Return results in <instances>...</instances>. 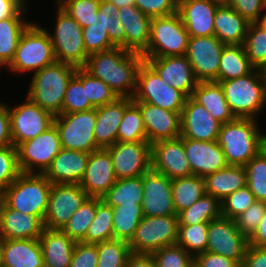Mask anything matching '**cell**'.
Masks as SVG:
<instances>
[{"instance_id":"68","label":"cell","mask_w":266,"mask_h":267,"mask_svg":"<svg viewBox=\"0 0 266 267\" xmlns=\"http://www.w3.org/2000/svg\"><path fill=\"white\" fill-rule=\"evenodd\" d=\"M0 267H4L3 261V239L0 237Z\"/></svg>"},{"instance_id":"44","label":"cell","mask_w":266,"mask_h":267,"mask_svg":"<svg viewBox=\"0 0 266 267\" xmlns=\"http://www.w3.org/2000/svg\"><path fill=\"white\" fill-rule=\"evenodd\" d=\"M147 141L146 129L139 106L132 100L125 108L118 128V142Z\"/></svg>"},{"instance_id":"46","label":"cell","mask_w":266,"mask_h":267,"mask_svg":"<svg viewBox=\"0 0 266 267\" xmlns=\"http://www.w3.org/2000/svg\"><path fill=\"white\" fill-rule=\"evenodd\" d=\"M244 167L246 185L254 194L255 200L266 202V153L262 150Z\"/></svg>"},{"instance_id":"54","label":"cell","mask_w":266,"mask_h":267,"mask_svg":"<svg viewBox=\"0 0 266 267\" xmlns=\"http://www.w3.org/2000/svg\"><path fill=\"white\" fill-rule=\"evenodd\" d=\"M255 202L254 194L247 185L226 196L221 201L223 217L235 219Z\"/></svg>"},{"instance_id":"3","label":"cell","mask_w":266,"mask_h":267,"mask_svg":"<svg viewBox=\"0 0 266 267\" xmlns=\"http://www.w3.org/2000/svg\"><path fill=\"white\" fill-rule=\"evenodd\" d=\"M76 71L71 64L55 62L34 72L27 97L54 116L61 114L68 83Z\"/></svg>"},{"instance_id":"1","label":"cell","mask_w":266,"mask_h":267,"mask_svg":"<svg viewBox=\"0 0 266 267\" xmlns=\"http://www.w3.org/2000/svg\"><path fill=\"white\" fill-rule=\"evenodd\" d=\"M143 60L141 53L115 47L90 54L82 68L110 86L118 97L132 98L136 91L137 72Z\"/></svg>"},{"instance_id":"69","label":"cell","mask_w":266,"mask_h":267,"mask_svg":"<svg viewBox=\"0 0 266 267\" xmlns=\"http://www.w3.org/2000/svg\"><path fill=\"white\" fill-rule=\"evenodd\" d=\"M266 89V63L259 69Z\"/></svg>"},{"instance_id":"33","label":"cell","mask_w":266,"mask_h":267,"mask_svg":"<svg viewBox=\"0 0 266 267\" xmlns=\"http://www.w3.org/2000/svg\"><path fill=\"white\" fill-rule=\"evenodd\" d=\"M249 24L231 6L217 7L214 17L215 36L225 45H243Z\"/></svg>"},{"instance_id":"6","label":"cell","mask_w":266,"mask_h":267,"mask_svg":"<svg viewBox=\"0 0 266 267\" xmlns=\"http://www.w3.org/2000/svg\"><path fill=\"white\" fill-rule=\"evenodd\" d=\"M49 31L31 23L22 33L9 70L13 72L39 71L55 63Z\"/></svg>"},{"instance_id":"50","label":"cell","mask_w":266,"mask_h":267,"mask_svg":"<svg viewBox=\"0 0 266 267\" xmlns=\"http://www.w3.org/2000/svg\"><path fill=\"white\" fill-rule=\"evenodd\" d=\"M82 28L96 20L100 0H55Z\"/></svg>"},{"instance_id":"7","label":"cell","mask_w":266,"mask_h":267,"mask_svg":"<svg viewBox=\"0 0 266 267\" xmlns=\"http://www.w3.org/2000/svg\"><path fill=\"white\" fill-rule=\"evenodd\" d=\"M189 38L178 13L154 17L150 23V42L141 54L143 57L186 55Z\"/></svg>"},{"instance_id":"51","label":"cell","mask_w":266,"mask_h":267,"mask_svg":"<svg viewBox=\"0 0 266 267\" xmlns=\"http://www.w3.org/2000/svg\"><path fill=\"white\" fill-rule=\"evenodd\" d=\"M156 267H193L194 257L178 244L165 246L151 254Z\"/></svg>"},{"instance_id":"31","label":"cell","mask_w":266,"mask_h":267,"mask_svg":"<svg viewBox=\"0 0 266 267\" xmlns=\"http://www.w3.org/2000/svg\"><path fill=\"white\" fill-rule=\"evenodd\" d=\"M4 267H44L39 239H3Z\"/></svg>"},{"instance_id":"27","label":"cell","mask_w":266,"mask_h":267,"mask_svg":"<svg viewBox=\"0 0 266 267\" xmlns=\"http://www.w3.org/2000/svg\"><path fill=\"white\" fill-rule=\"evenodd\" d=\"M89 154L62 148L43 174L52 184H79L84 177Z\"/></svg>"},{"instance_id":"19","label":"cell","mask_w":266,"mask_h":267,"mask_svg":"<svg viewBox=\"0 0 266 267\" xmlns=\"http://www.w3.org/2000/svg\"><path fill=\"white\" fill-rule=\"evenodd\" d=\"M151 157L152 170L172 180L193 175L180 137L153 143Z\"/></svg>"},{"instance_id":"49","label":"cell","mask_w":266,"mask_h":267,"mask_svg":"<svg viewBox=\"0 0 266 267\" xmlns=\"http://www.w3.org/2000/svg\"><path fill=\"white\" fill-rule=\"evenodd\" d=\"M97 17L108 31L111 43L125 49V29L118 19V7L107 0H100Z\"/></svg>"},{"instance_id":"32","label":"cell","mask_w":266,"mask_h":267,"mask_svg":"<svg viewBox=\"0 0 266 267\" xmlns=\"http://www.w3.org/2000/svg\"><path fill=\"white\" fill-rule=\"evenodd\" d=\"M191 98L210 113L221 124L233 121L232 113L219 82L200 81L193 90Z\"/></svg>"},{"instance_id":"8","label":"cell","mask_w":266,"mask_h":267,"mask_svg":"<svg viewBox=\"0 0 266 267\" xmlns=\"http://www.w3.org/2000/svg\"><path fill=\"white\" fill-rule=\"evenodd\" d=\"M134 102H146L165 110L182 113L187 96L180 90L165 84L157 72L145 61L137 72Z\"/></svg>"},{"instance_id":"35","label":"cell","mask_w":266,"mask_h":267,"mask_svg":"<svg viewBox=\"0 0 266 267\" xmlns=\"http://www.w3.org/2000/svg\"><path fill=\"white\" fill-rule=\"evenodd\" d=\"M25 9V7H22L11 18L0 21V67L10 65L14 59L22 33L31 24V22L24 20Z\"/></svg>"},{"instance_id":"4","label":"cell","mask_w":266,"mask_h":267,"mask_svg":"<svg viewBox=\"0 0 266 267\" xmlns=\"http://www.w3.org/2000/svg\"><path fill=\"white\" fill-rule=\"evenodd\" d=\"M51 188L52 183L43 173L21 172L3 192L1 200L9 208L36 215L43 221Z\"/></svg>"},{"instance_id":"15","label":"cell","mask_w":266,"mask_h":267,"mask_svg":"<svg viewBox=\"0 0 266 267\" xmlns=\"http://www.w3.org/2000/svg\"><path fill=\"white\" fill-rule=\"evenodd\" d=\"M88 198L86 191L79 184H52L43 220L44 228L61 230Z\"/></svg>"},{"instance_id":"62","label":"cell","mask_w":266,"mask_h":267,"mask_svg":"<svg viewBox=\"0 0 266 267\" xmlns=\"http://www.w3.org/2000/svg\"><path fill=\"white\" fill-rule=\"evenodd\" d=\"M13 145L8 105L0 103V148Z\"/></svg>"},{"instance_id":"30","label":"cell","mask_w":266,"mask_h":267,"mask_svg":"<svg viewBox=\"0 0 266 267\" xmlns=\"http://www.w3.org/2000/svg\"><path fill=\"white\" fill-rule=\"evenodd\" d=\"M44 267H69L75 247L72 240L60 229L44 228L39 237Z\"/></svg>"},{"instance_id":"63","label":"cell","mask_w":266,"mask_h":267,"mask_svg":"<svg viewBox=\"0 0 266 267\" xmlns=\"http://www.w3.org/2000/svg\"><path fill=\"white\" fill-rule=\"evenodd\" d=\"M22 7H26V0H0V21L11 18Z\"/></svg>"},{"instance_id":"55","label":"cell","mask_w":266,"mask_h":267,"mask_svg":"<svg viewBox=\"0 0 266 267\" xmlns=\"http://www.w3.org/2000/svg\"><path fill=\"white\" fill-rule=\"evenodd\" d=\"M87 98L94 108L114 102L117 94L101 79L95 78L86 71Z\"/></svg>"},{"instance_id":"71","label":"cell","mask_w":266,"mask_h":267,"mask_svg":"<svg viewBox=\"0 0 266 267\" xmlns=\"http://www.w3.org/2000/svg\"><path fill=\"white\" fill-rule=\"evenodd\" d=\"M263 151L266 153V134L263 135Z\"/></svg>"},{"instance_id":"18","label":"cell","mask_w":266,"mask_h":267,"mask_svg":"<svg viewBox=\"0 0 266 267\" xmlns=\"http://www.w3.org/2000/svg\"><path fill=\"white\" fill-rule=\"evenodd\" d=\"M172 179L152 169L143 175L144 216L177 215L173 205Z\"/></svg>"},{"instance_id":"10","label":"cell","mask_w":266,"mask_h":267,"mask_svg":"<svg viewBox=\"0 0 266 267\" xmlns=\"http://www.w3.org/2000/svg\"><path fill=\"white\" fill-rule=\"evenodd\" d=\"M57 23L50 34L56 62L68 63L82 68L89 56L85 50L83 28L57 3Z\"/></svg>"},{"instance_id":"11","label":"cell","mask_w":266,"mask_h":267,"mask_svg":"<svg viewBox=\"0 0 266 267\" xmlns=\"http://www.w3.org/2000/svg\"><path fill=\"white\" fill-rule=\"evenodd\" d=\"M59 133L61 147L91 153L100 149L94 137L96 108L89 111L58 114L53 123Z\"/></svg>"},{"instance_id":"67","label":"cell","mask_w":266,"mask_h":267,"mask_svg":"<svg viewBox=\"0 0 266 267\" xmlns=\"http://www.w3.org/2000/svg\"><path fill=\"white\" fill-rule=\"evenodd\" d=\"M211 3L218 7L230 6L231 0H209Z\"/></svg>"},{"instance_id":"16","label":"cell","mask_w":266,"mask_h":267,"mask_svg":"<svg viewBox=\"0 0 266 267\" xmlns=\"http://www.w3.org/2000/svg\"><path fill=\"white\" fill-rule=\"evenodd\" d=\"M106 149L111 155L116 179L143 176L152 169L148 141L116 142Z\"/></svg>"},{"instance_id":"37","label":"cell","mask_w":266,"mask_h":267,"mask_svg":"<svg viewBox=\"0 0 266 267\" xmlns=\"http://www.w3.org/2000/svg\"><path fill=\"white\" fill-rule=\"evenodd\" d=\"M143 198V176L117 179L101 197L109 206L141 205Z\"/></svg>"},{"instance_id":"43","label":"cell","mask_w":266,"mask_h":267,"mask_svg":"<svg viewBox=\"0 0 266 267\" xmlns=\"http://www.w3.org/2000/svg\"><path fill=\"white\" fill-rule=\"evenodd\" d=\"M96 215V197H89L75 211L62 231L75 242H82Z\"/></svg>"},{"instance_id":"70","label":"cell","mask_w":266,"mask_h":267,"mask_svg":"<svg viewBox=\"0 0 266 267\" xmlns=\"http://www.w3.org/2000/svg\"><path fill=\"white\" fill-rule=\"evenodd\" d=\"M266 29V11L262 16V20L259 22Z\"/></svg>"},{"instance_id":"29","label":"cell","mask_w":266,"mask_h":267,"mask_svg":"<svg viewBox=\"0 0 266 267\" xmlns=\"http://www.w3.org/2000/svg\"><path fill=\"white\" fill-rule=\"evenodd\" d=\"M118 19L125 29V49L142 53L150 42L152 18L134 5L118 8Z\"/></svg>"},{"instance_id":"36","label":"cell","mask_w":266,"mask_h":267,"mask_svg":"<svg viewBox=\"0 0 266 267\" xmlns=\"http://www.w3.org/2000/svg\"><path fill=\"white\" fill-rule=\"evenodd\" d=\"M254 69L242 44L225 45L220 58L218 81L242 77Z\"/></svg>"},{"instance_id":"56","label":"cell","mask_w":266,"mask_h":267,"mask_svg":"<svg viewBox=\"0 0 266 267\" xmlns=\"http://www.w3.org/2000/svg\"><path fill=\"white\" fill-rule=\"evenodd\" d=\"M265 212L266 202L255 200L250 207L234 219L237 228L249 238L259 226Z\"/></svg>"},{"instance_id":"28","label":"cell","mask_w":266,"mask_h":267,"mask_svg":"<svg viewBox=\"0 0 266 267\" xmlns=\"http://www.w3.org/2000/svg\"><path fill=\"white\" fill-rule=\"evenodd\" d=\"M133 98L119 97L114 102L96 108L94 137L99 148L106 149L118 142V128L126 106Z\"/></svg>"},{"instance_id":"39","label":"cell","mask_w":266,"mask_h":267,"mask_svg":"<svg viewBox=\"0 0 266 267\" xmlns=\"http://www.w3.org/2000/svg\"><path fill=\"white\" fill-rule=\"evenodd\" d=\"M177 215L179 225L209 223L222 216L221 201L212 195L204 194L193 205Z\"/></svg>"},{"instance_id":"13","label":"cell","mask_w":266,"mask_h":267,"mask_svg":"<svg viewBox=\"0 0 266 267\" xmlns=\"http://www.w3.org/2000/svg\"><path fill=\"white\" fill-rule=\"evenodd\" d=\"M12 143L17 148L21 143L36 138L54 123V115L40 108L26 96V102L12 109L8 106Z\"/></svg>"},{"instance_id":"53","label":"cell","mask_w":266,"mask_h":267,"mask_svg":"<svg viewBox=\"0 0 266 267\" xmlns=\"http://www.w3.org/2000/svg\"><path fill=\"white\" fill-rule=\"evenodd\" d=\"M85 50L90 55L115 48L108 36V31L99 20L83 28Z\"/></svg>"},{"instance_id":"21","label":"cell","mask_w":266,"mask_h":267,"mask_svg":"<svg viewBox=\"0 0 266 267\" xmlns=\"http://www.w3.org/2000/svg\"><path fill=\"white\" fill-rule=\"evenodd\" d=\"M141 111L147 141L153 143L180 137L181 114L146 102H135Z\"/></svg>"},{"instance_id":"64","label":"cell","mask_w":266,"mask_h":267,"mask_svg":"<svg viewBox=\"0 0 266 267\" xmlns=\"http://www.w3.org/2000/svg\"><path fill=\"white\" fill-rule=\"evenodd\" d=\"M125 267H156V265L150 254L131 253Z\"/></svg>"},{"instance_id":"42","label":"cell","mask_w":266,"mask_h":267,"mask_svg":"<svg viewBox=\"0 0 266 267\" xmlns=\"http://www.w3.org/2000/svg\"><path fill=\"white\" fill-rule=\"evenodd\" d=\"M113 239V209L96 197V215L82 242L97 244Z\"/></svg>"},{"instance_id":"45","label":"cell","mask_w":266,"mask_h":267,"mask_svg":"<svg viewBox=\"0 0 266 267\" xmlns=\"http://www.w3.org/2000/svg\"><path fill=\"white\" fill-rule=\"evenodd\" d=\"M243 46L250 63L260 69L266 63V29L260 23H250Z\"/></svg>"},{"instance_id":"47","label":"cell","mask_w":266,"mask_h":267,"mask_svg":"<svg viewBox=\"0 0 266 267\" xmlns=\"http://www.w3.org/2000/svg\"><path fill=\"white\" fill-rule=\"evenodd\" d=\"M208 243V223L179 225L177 244L193 257L205 252ZM191 250V251H190Z\"/></svg>"},{"instance_id":"59","label":"cell","mask_w":266,"mask_h":267,"mask_svg":"<svg viewBox=\"0 0 266 267\" xmlns=\"http://www.w3.org/2000/svg\"><path fill=\"white\" fill-rule=\"evenodd\" d=\"M230 6L249 23H259L262 11L266 10L264 0H231Z\"/></svg>"},{"instance_id":"24","label":"cell","mask_w":266,"mask_h":267,"mask_svg":"<svg viewBox=\"0 0 266 267\" xmlns=\"http://www.w3.org/2000/svg\"><path fill=\"white\" fill-rule=\"evenodd\" d=\"M192 174L204 177L223 169L228 164L218 141H199L181 138Z\"/></svg>"},{"instance_id":"58","label":"cell","mask_w":266,"mask_h":267,"mask_svg":"<svg viewBox=\"0 0 266 267\" xmlns=\"http://www.w3.org/2000/svg\"><path fill=\"white\" fill-rule=\"evenodd\" d=\"M97 244L76 242L69 267H97Z\"/></svg>"},{"instance_id":"25","label":"cell","mask_w":266,"mask_h":267,"mask_svg":"<svg viewBox=\"0 0 266 267\" xmlns=\"http://www.w3.org/2000/svg\"><path fill=\"white\" fill-rule=\"evenodd\" d=\"M216 5L209 0H178V11L190 37L215 35Z\"/></svg>"},{"instance_id":"65","label":"cell","mask_w":266,"mask_h":267,"mask_svg":"<svg viewBox=\"0 0 266 267\" xmlns=\"http://www.w3.org/2000/svg\"><path fill=\"white\" fill-rule=\"evenodd\" d=\"M248 239L249 245L266 247V212L260 221L259 226Z\"/></svg>"},{"instance_id":"41","label":"cell","mask_w":266,"mask_h":267,"mask_svg":"<svg viewBox=\"0 0 266 267\" xmlns=\"http://www.w3.org/2000/svg\"><path fill=\"white\" fill-rule=\"evenodd\" d=\"M94 109L87 98L86 71L77 68L75 75L68 83L61 114L76 113Z\"/></svg>"},{"instance_id":"48","label":"cell","mask_w":266,"mask_h":267,"mask_svg":"<svg viewBox=\"0 0 266 267\" xmlns=\"http://www.w3.org/2000/svg\"><path fill=\"white\" fill-rule=\"evenodd\" d=\"M97 250V267H125L131 254L129 244L117 239L97 243Z\"/></svg>"},{"instance_id":"14","label":"cell","mask_w":266,"mask_h":267,"mask_svg":"<svg viewBox=\"0 0 266 267\" xmlns=\"http://www.w3.org/2000/svg\"><path fill=\"white\" fill-rule=\"evenodd\" d=\"M248 245V237L237 228L234 219L221 216L208 223L206 251L232 259L241 266Z\"/></svg>"},{"instance_id":"38","label":"cell","mask_w":266,"mask_h":267,"mask_svg":"<svg viewBox=\"0 0 266 267\" xmlns=\"http://www.w3.org/2000/svg\"><path fill=\"white\" fill-rule=\"evenodd\" d=\"M172 197L176 213L189 208L205 194L203 177L190 175L172 180Z\"/></svg>"},{"instance_id":"12","label":"cell","mask_w":266,"mask_h":267,"mask_svg":"<svg viewBox=\"0 0 266 267\" xmlns=\"http://www.w3.org/2000/svg\"><path fill=\"white\" fill-rule=\"evenodd\" d=\"M61 140L56 126L53 124L36 138L27 140L17 147L18 165L21 172L44 173L52 160L61 151Z\"/></svg>"},{"instance_id":"40","label":"cell","mask_w":266,"mask_h":267,"mask_svg":"<svg viewBox=\"0 0 266 267\" xmlns=\"http://www.w3.org/2000/svg\"><path fill=\"white\" fill-rule=\"evenodd\" d=\"M113 209V239L129 243L144 217L142 205L111 206Z\"/></svg>"},{"instance_id":"9","label":"cell","mask_w":266,"mask_h":267,"mask_svg":"<svg viewBox=\"0 0 266 267\" xmlns=\"http://www.w3.org/2000/svg\"><path fill=\"white\" fill-rule=\"evenodd\" d=\"M178 215L144 216L128 243L131 253L153 254L157 250L177 244Z\"/></svg>"},{"instance_id":"5","label":"cell","mask_w":266,"mask_h":267,"mask_svg":"<svg viewBox=\"0 0 266 267\" xmlns=\"http://www.w3.org/2000/svg\"><path fill=\"white\" fill-rule=\"evenodd\" d=\"M236 118H252L266 104V89L259 69L232 80L218 81Z\"/></svg>"},{"instance_id":"23","label":"cell","mask_w":266,"mask_h":267,"mask_svg":"<svg viewBox=\"0 0 266 267\" xmlns=\"http://www.w3.org/2000/svg\"><path fill=\"white\" fill-rule=\"evenodd\" d=\"M111 155L107 149L89 154L86 171L79 185L89 197L101 198L116 182Z\"/></svg>"},{"instance_id":"57","label":"cell","mask_w":266,"mask_h":267,"mask_svg":"<svg viewBox=\"0 0 266 267\" xmlns=\"http://www.w3.org/2000/svg\"><path fill=\"white\" fill-rule=\"evenodd\" d=\"M135 6L145 15L165 17L178 11V0H135Z\"/></svg>"},{"instance_id":"2","label":"cell","mask_w":266,"mask_h":267,"mask_svg":"<svg viewBox=\"0 0 266 267\" xmlns=\"http://www.w3.org/2000/svg\"><path fill=\"white\" fill-rule=\"evenodd\" d=\"M256 118H235L220 127L218 143L228 165L245 166L263 150V134Z\"/></svg>"},{"instance_id":"34","label":"cell","mask_w":266,"mask_h":267,"mask_svg":"<svg viewBox=\"0 0 266 267\" xmlns=\"http://www.w3.org/2000/svg\"><path fill=\"white\" fill-rule=\"evenodd\" d=\"M205 194L222 201L226 196L246 186V169L244 166L227 165L215 173L203 177Z\"/></svg>"},{"instance_id":"66","label":"cell","mask_w":266,"mask_h":267,"mask_svg":"<svg viewBox=\"0 0 266 267\" xmlns=\"http://www.w3.org/2000/svg\"><path fill=\"white\" fill-rule=\"evenodd\" d=\"M114 4L116 7L121 8L123 6H134L135 0H107Z\"/></svg>"},{"instance_id":"61","label":"cell","mask_w":266,"mask_h":267,"mask_svg":"<svg viewBox=\"0 0 266 267\" xmlns=\"http://www.w3.org/2000/svg\"><path fill=\"white\" fill-rule=\"evenodd\" d=\"M241 267H266V247L248 245Z\"/></svg>"},{"instance_id":"60","label":"cell","mask_w":266,"mask_h":267,"mask_svg":"<svg viewBox=\"0 0 266 267\" xmlns=\"http://www.w3.org/2000/svg\"><path fill=\"white\" fill-rule=\"evenodd\" d=\"M194 264L197 267H241L236 261L209 251L197 254Z\"/></svg>"},{"instance_id":"17","label":"cell","mask_w":266,"mask_h":267,"mask_svg":"<svg viewBox=\"0 0 266 267\" xmlns=\"http://www.w3.org/2000/svg\"><path fill=\"white\" fill-rule=\"evenodd\" d=\"M224 46L225 44L215 35L189 38L186 57L199 82H218L220 58Z\"/></svg>"},{"instance_id":"22","label":"cell","mask_w":266,"mask_h":267,"mask_svg":"<svg viewBox=\"0 0 266 267\" xmlns=\"http://www.w3.org/2000/svg\"><path fill=\"white\" fill-rule=\"evenodd\" d=\"M221 123L204 106L187 97L181 113L180 138L199 141H218Z\"/></svg>"},{"instance_id":"20","label":"cell","mask_w":266,"mask_h":267,"mask_svg":"<svg viewBox=\"0 0 266 267\" xmlns=\"http://www.w3.org/2000/svg\"><path fill=\"white\" fill-rule=\"evenodd\" d=\"M165 84L191 97L198 84L186 55L169 57H143Z\"/></svg>"},{"instance_id":"52","label":"cell","mask_w":266,"mask_h":267,"mask_svg":"<svg viewBox=\"0 0 266 267\" xmlns=\"http://www.w3.org/2000/svg\"><path fill=\"white\" fill-rule=\"evenodd\" d=\"M21 174L14 145L0 148V194Z\"/></svg>"},{"instance_id":"26","label":"cell","mask_w":266,"mask_h":267,"mask_svg":"<svg viewBox=\"0 0 266 267\" xmlns=\"http://www.w3.org/2000/svg\"><path fill=\"white\" fill-rule=\"evenodd\" d=\"M43 221L36 215L25 214L0 202V237L2 239H39Z\"/></svg>"}]
</instances>
